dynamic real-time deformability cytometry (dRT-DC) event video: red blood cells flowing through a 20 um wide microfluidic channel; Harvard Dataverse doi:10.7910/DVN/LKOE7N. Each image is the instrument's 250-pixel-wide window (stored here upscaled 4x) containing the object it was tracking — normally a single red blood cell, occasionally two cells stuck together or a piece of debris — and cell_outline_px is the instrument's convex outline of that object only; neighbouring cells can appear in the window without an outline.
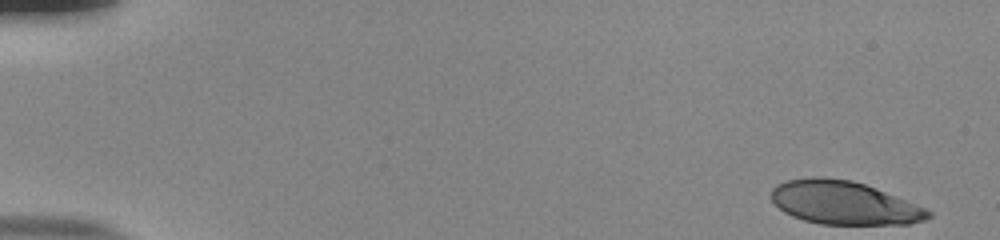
{"species": "human", "species_latin": "Homo sapiens", "temperature_condition": "room temperature", "stored_images_in_passage": 52, "camera_frame_rate_fps": 3000, "um_per_image_px": 0.085, "donor": {"sex": "male"}, "frame": {"image": 1, "passage_image": 1, "time_ms": 0.0, "image_size_px": [1000, 240], "cell_outline_px": [[932, 216], [924, 220], [908, 224], [820, 224], [804, 220], [792, 216], [784, 212], [768, 196], [772, 188], [776, 184], [788, 180], [816, 176], [852, 180], [876, 188], [916, 204], [932, 212]], "centroid_in_image_um": [71.7, 17.23], "position_along_channel_um": 13.3, "area_um2": 39.59}}
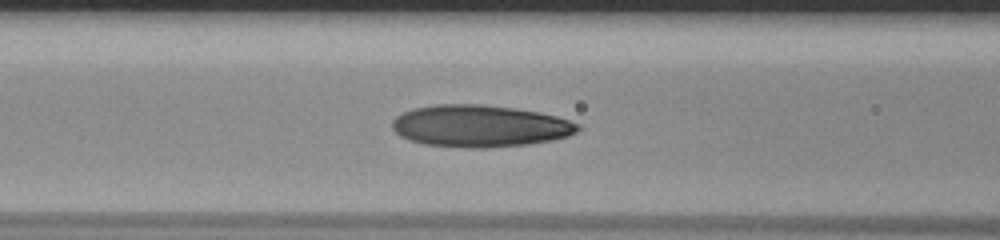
{"frame": {"image": 2, "passage_image": 22, "time_ms": 7.0, "image_size_px": [1000, 240], "cell_outline_px": [[580, 128], [576, 132], [568, 136], [552, 140], [528, 144], [488, 148], [464, 148], [424, 144], [408, 140], [400, 136], [392, 128], [392, 120], [396, 116], [412, 108], [436, 104], [480, 104], [516, 108], [540, 112], [556, 116], [580, 124]], "centroid_in_image_um": [40.77, 10.71], "position_along_channel_um": 125.8, "area_um2": 45.72}}
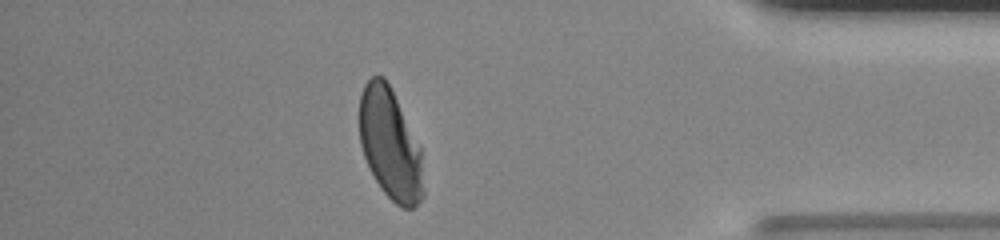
{"frame": {"image": 3, "passage_image": 46, "time_ms": 15.0, "image_size_px": [1000, 240], "cell_outline_px": [[424, 196], [412, 208], [400, 208], [380, 188], [364, 156], [360, 144], [360, 96], [364, 84], [372, 76], [384, 76], [420, 148], [424, 192]], "centroid_in_image_um": [33.15, 12.29], "position_along_channel_um": 402.1, "area_um2": 40.52}, "authors_computed_cell_mechanics": {"area_um2": 42.9743, "velocity_mm_per_s": 3.8327, "shape_relaxation_time_tau1_ms": 6.3148, "shape_relaxation_time_tau2_ms": 1.2414, "deformation_change_tau1": 0.2224, "deformation_change_tau2": 0.0715}}